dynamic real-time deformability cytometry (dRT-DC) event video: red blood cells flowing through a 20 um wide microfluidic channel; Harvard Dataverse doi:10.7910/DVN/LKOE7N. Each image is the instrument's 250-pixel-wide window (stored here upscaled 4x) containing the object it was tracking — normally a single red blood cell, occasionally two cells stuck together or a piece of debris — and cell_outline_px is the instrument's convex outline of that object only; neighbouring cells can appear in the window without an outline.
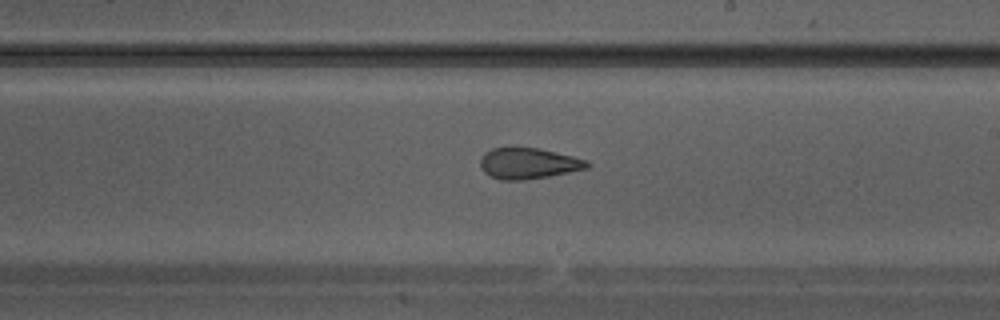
{"species": "Egyptian fruit bat (a non-hibernating species)", "species_latin": "Rousettus aegyptiacus", "temperature_condition": "warm", "stored_images_in_passage": 34, "camera_frame_rate_fps": 3000, "um_per_image_px": 0.085, "animal": {"sex": "male"}, "frame": {"image": 1, "passage_image": 20, "time_ms": 6.333, "image_size_px": [1000, 320], "cell_outline_px": [[592, 164], [588, 168], [548, 176], [524, 180], [500, 180], [488, 176], [480, 168], [480, 160], [484, 152], [492, 148], [536, 148], [572, 156], [588, 160]], "centroid_in_image_um": [44.88, 13.9], "position_along_channel_um": 244.1, "area_um2": 19.25}}